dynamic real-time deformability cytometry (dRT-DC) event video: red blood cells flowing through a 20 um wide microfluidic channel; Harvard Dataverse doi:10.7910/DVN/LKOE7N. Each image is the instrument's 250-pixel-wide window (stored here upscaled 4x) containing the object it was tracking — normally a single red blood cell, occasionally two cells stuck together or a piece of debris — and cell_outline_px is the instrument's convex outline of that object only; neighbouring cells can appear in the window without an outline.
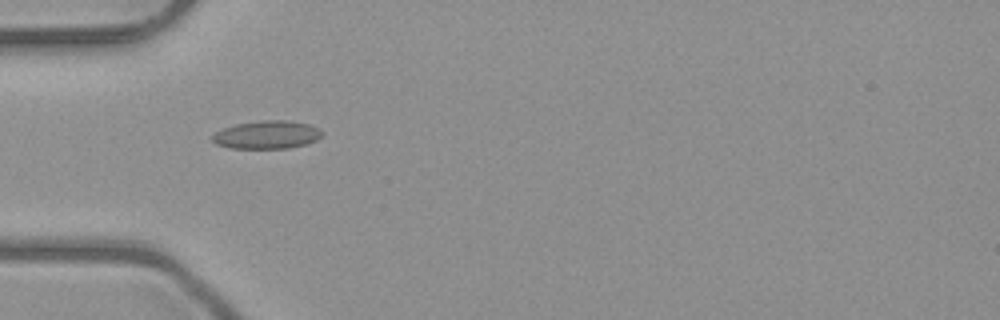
{"species": "common noctule bat (a hibernating species)", "species_latin": "Nyctalus noctula", "temperature_condition": "room temperature", "stored_images_in_passage": 52, "camera_frame_rate_fps": 3000, "um_per_image_px": 0.085, "animal": {"sex": "male", "body_mass_g": 23.1, "forearm_length_mm": 52.7}, "frame": {"image": 1, "passage_image": 17, "time_ms": 5.333, "image_size_px": [1000, 320], "cell_outline_px": [[324, 136], [316, 140], [304, 144], [288, 148], [232, 148], [216, 144], [212, 140], [212, 136], [216, 132], [224, 128], [236, 124], [260, 120], [288, 120], [308, 124], [324, 132]], "centroid_in_image_um": [22.7, 11.45], "position_along_channel_um": 62.3, "area_um2": 17.86}}
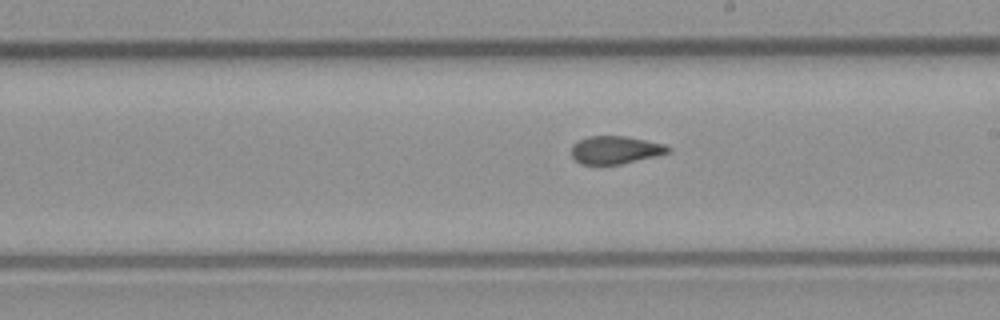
{"frame": {"image": 2, "passage_image": 30, "time_ms": 9.667, "image_size_px": [1000, 320], "cell_outline_px": [[672, 148], [668, 152], [656, 156], [620, 164], [580, 164], [572, 156], [572, 144], [588, 136], [624, 136], [664, 144]], "centroid_in_image_um": [52.29, 12.74], "position_along_channel_um": 236.7, "area_um2": 15.49}}
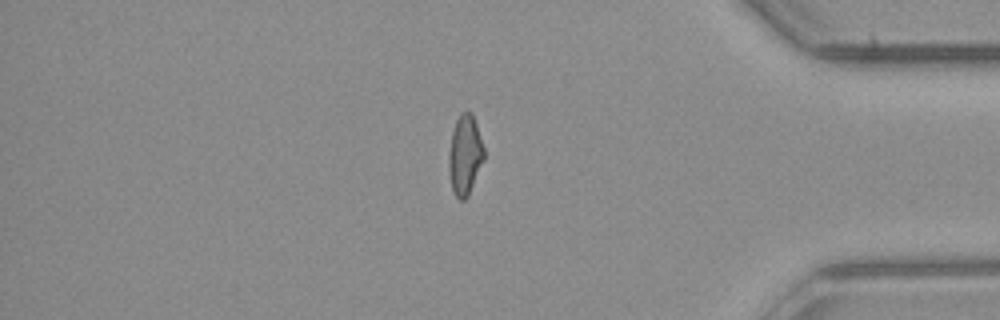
{"frame": {"image": 3, "passage_image": 44, "time_ms": 14.333, "image_size_px": [1000, 320], "cell_outline_px": [[484, 160], [468, 196], [464, 200], [460, 200], [456, 196], [452, 188], [448, 168], [448, 156], [452, 132], [456, 120], [460, 112], [472, 112], [484, 148]], "centroid_in_image_um": [39.52, 13.17], "position_along_channel_um": 395.7, "area_um2": 16.36}, "authors_computed_cell_mechanics": {"area_um2": 16.6464, "velocity_mm_per_s": 4.0387, "shape_relaxation_time_tau1_ms": null, "shape_relaxation_time_tau2_ms": 1.382, "deformation_change_tau1": null, "deformation_change_tau2": 0.0881}}